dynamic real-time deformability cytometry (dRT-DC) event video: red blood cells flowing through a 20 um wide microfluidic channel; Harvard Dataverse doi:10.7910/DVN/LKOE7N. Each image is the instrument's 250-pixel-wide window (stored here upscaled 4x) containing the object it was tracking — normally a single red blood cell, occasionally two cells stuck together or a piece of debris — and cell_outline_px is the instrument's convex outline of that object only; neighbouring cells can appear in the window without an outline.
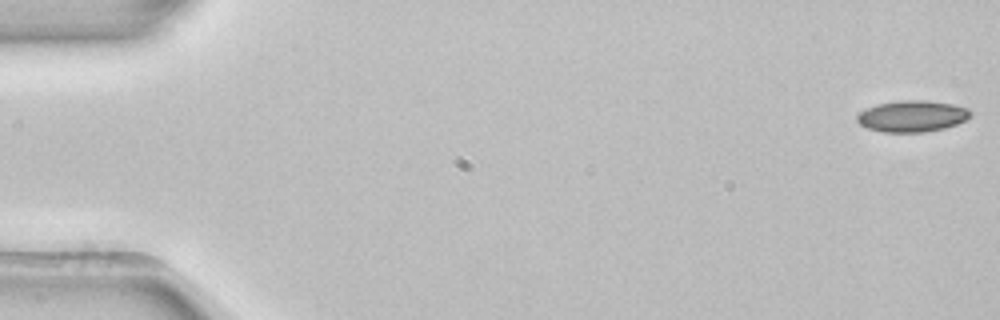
{"species": "common noctule bat (a hibernating species)", "species_latin": "Nyctalus noctula", "temperature_condition": "room temperature", "stored_images_in_passage": 53, "camera_frame_rate_fps": 3000, "um_per_image_px": 0.085, "animal": {"sex": "female", "body_mass_g": 22.7, "forearm_length_mm": 54.2}, "frame": {"image": 1, "passage_image": 1, "time_ms": 0.0, "image_size_px": [1000, 320], "cell_outline_px": [[972, 112], [964, 120], [956, 124], [944, 128], [924, 132], [884, 132], [868, 128], [860, 124], [856, 120], [856, 116], [860, 112], [876, 104], [900, 100], [924, 100], [952, 104], [968, 108]], "centroid_in_image_um": [77.51, 9.87], "position_along_channel_um": 7.5, "area_um2": 20.58}}
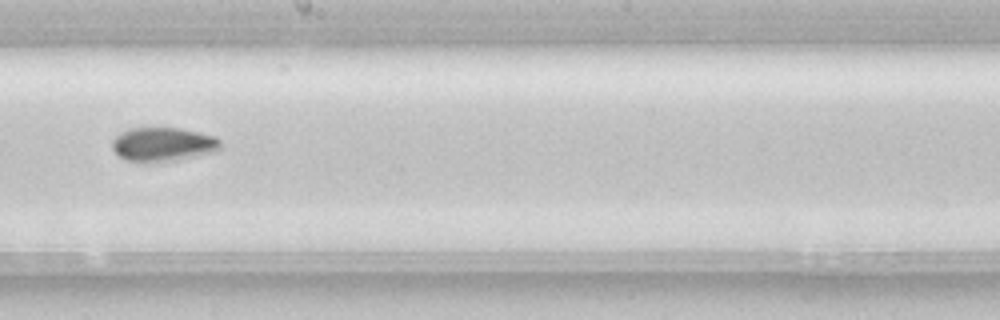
{"frame": {"image": 2, "passage_image": 30, "time_ms": 9.667, "image_size_px": [1000, 320], "cell_outline_px": [[220, 148], [216, 152], [176, 160], [124, 160], [112, 148], [112, 140], [116, 136], [128, 128], [180, 128], [200, 132], [216, 136], [220, 140]], "centroid_in_image_um": [13.9, 12.24], "position_along_channel_um": 234.3, "area_um2": 21.1}}
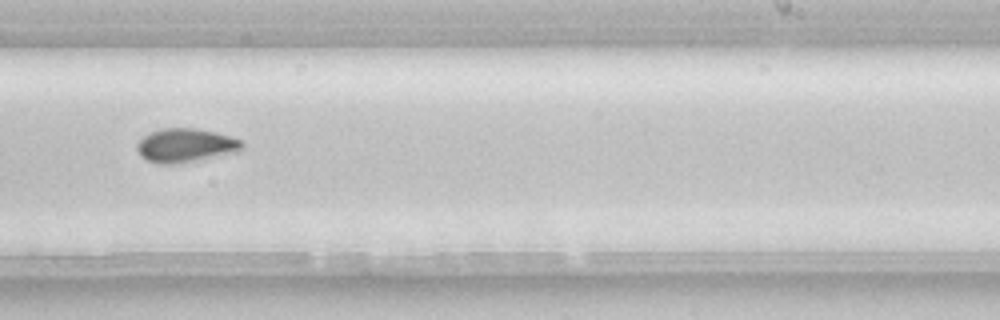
{"frame": {"image": 3, "passage_image": 33, "time_ms": 10.667, "image_size_px": [1000, 320], "cell_outline_px": [[244, 148], [240, 152], [176, 164], [160, 164], [148, 160], [140, 156], [136, 148], [136, 144], [148, 132], [160, 128], [196, 128], [228, 136], [240, 140], [244, 144]], "centroid_in_image_um": [15.76, 12.36], "position_along_channel_um": 273.2, "area_um2": 20.81}}